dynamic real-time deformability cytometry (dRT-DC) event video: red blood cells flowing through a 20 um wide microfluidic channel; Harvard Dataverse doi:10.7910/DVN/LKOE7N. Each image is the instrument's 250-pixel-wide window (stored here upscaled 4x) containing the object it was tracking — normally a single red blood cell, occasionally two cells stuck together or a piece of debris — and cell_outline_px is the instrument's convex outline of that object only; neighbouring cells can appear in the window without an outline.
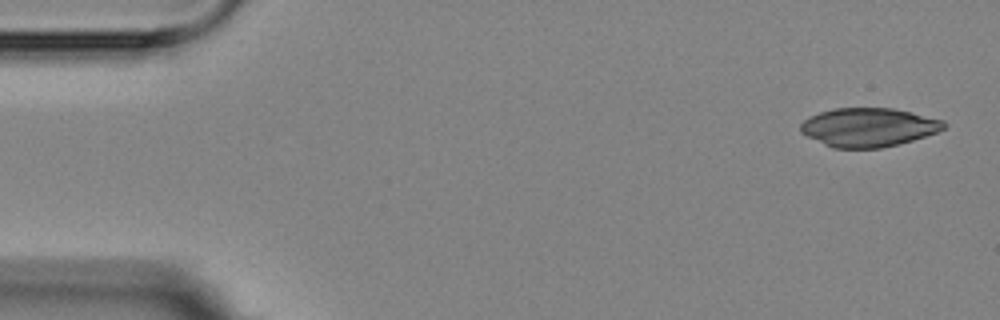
{"species": "Egyptian fruit bat (a non-hibernating species)", "species_latin": "Rousettus aegyptiacus", "temperature_condition": "room temperature", "stored_images_in_passage": 4, "camera_frame_rate_fps": 3000, "um_per_image_px": 0.085, "animal": {"sex": "female"}, "frame": {"image": 1, "passage_image": 1, "time_ms": 0.0, "image_size_px": [1000, 320], "cell_outline_px": [[948, 124], [944, 128], [936, 132], [912, 140], [880, 148], [832, 148], [800, 132], [800, 124], [804, 120], [820, 112], [832, 108], [892, 108], [912, 112], [944, 120]], "centroid_in_image_um": [73.82, 10.81], "position_along_channel_um": 11.2, "area_um2": 32.19}}